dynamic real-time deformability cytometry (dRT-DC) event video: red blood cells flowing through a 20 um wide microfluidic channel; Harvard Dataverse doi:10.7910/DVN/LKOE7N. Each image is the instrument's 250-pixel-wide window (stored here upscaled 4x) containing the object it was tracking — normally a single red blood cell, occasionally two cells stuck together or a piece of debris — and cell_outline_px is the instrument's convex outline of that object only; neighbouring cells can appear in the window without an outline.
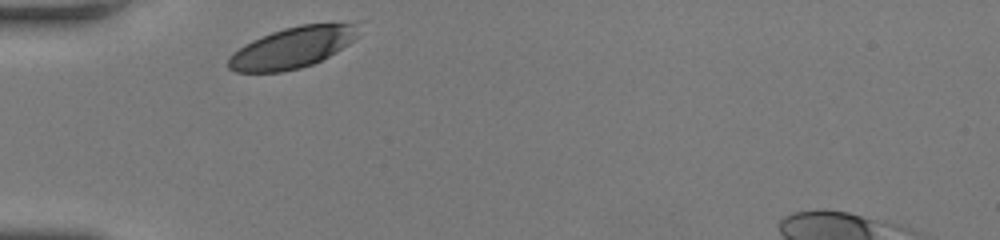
{"species": "human", "species_latin": "Homo sapiens", "temperature_condition": "room temperature", "stored_images_in_passage": 26, "camera_frame_rate_fps": 3000, "um_per_image_px": 0.085, "donor": {"sex": "female"}, "frame": {"image": 1, "passage_image": 1, "time_ms": 0.0, "image_size_px": [1000, 240], "cell_outline_px": [[356, 36], [348, 44], [336, 52], [312, 64], [300, 68], [280, 72], [236, 72], [228, 68], [228, 60], [232, 52], [244, 44], [252, 40], [272, 32], [284, 28], [300, 24], [352, 24]], "centroid_in_image_um": [24.73, 4.08], "position_along_channel_um": 60.3, "area_um2": 30.4}}
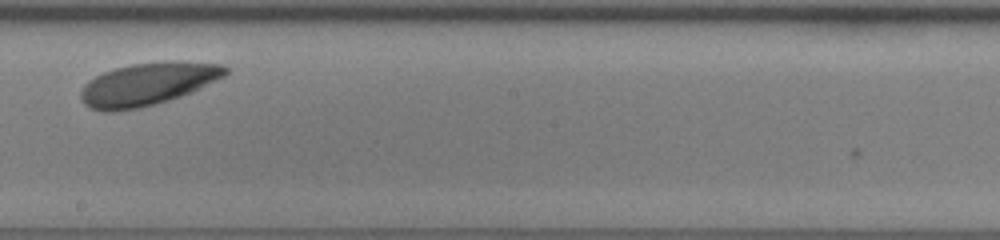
{"frame": {"image": 2, "passage_image": 15, "time_ms": 4.667, "image_size_px": [1000, 240], "cell_outline_px": [[228, 72], [224, 76], [192, 92], [156, 104], [140, 108], [112, 112], [104, 112], [88, 108], [84, 104], [80, 96], [80, 92], [84, 84], [88, 80], [104, 72], [116, 68], [132, 64], [164, 60], [172, 60], [224, 64], [228, 68]], "centroid_in_image_um": [12.54, 7.14], "position_along_channel_um": 235.7, "area_um2": 36.3}}
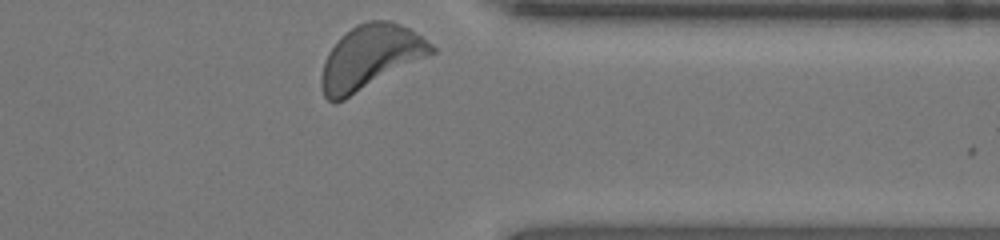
{"frame": {"image": 3, "passage_image": 26, "time_ms": 8.333, "image_size_px": [1000, 240], "cell_outline_px": [[436, 52], [344, 100], [332, 104], [324, 96], [320, 84], [320, 76], [324, 60], [328, 52], [340, 36], [356, 24], [368, 20], [392, 20], [408, 28], [432, 44], [436, 48]], "centroid_in_image_um": [31.43, 4.87], "position_along_channel_um": 380.0, "area_um2": 41.15}, "authors_computed_cell_mechanics": {"area_um2": 34.5355, "velocity_mm_per_s": 3.9853, "shape_relaxation_time_tau1_ms": 0.6847, "shape_relaxation_time_tau2_ms": null, "deformation_change_tau1": 0.0683, "deformation_change_tau2": null}}